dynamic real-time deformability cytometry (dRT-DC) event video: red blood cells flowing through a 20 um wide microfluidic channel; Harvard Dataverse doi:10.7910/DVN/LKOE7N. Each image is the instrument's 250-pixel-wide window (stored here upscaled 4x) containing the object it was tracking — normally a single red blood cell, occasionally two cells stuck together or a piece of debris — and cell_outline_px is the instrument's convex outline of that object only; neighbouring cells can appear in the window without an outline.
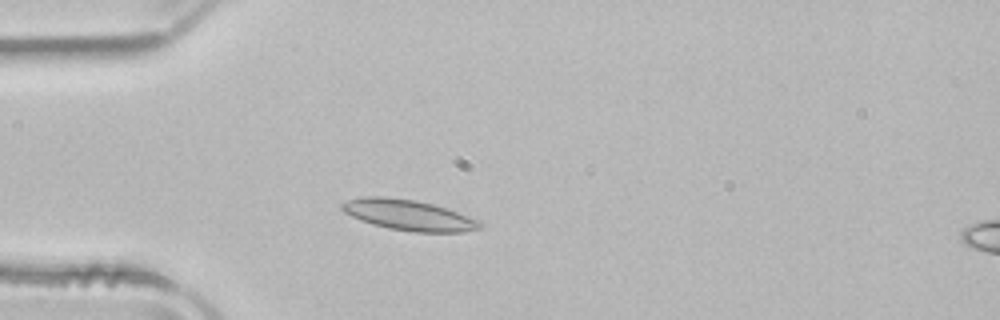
{"species": "common noctule bat (a hibernating species)", "species_latin": "Nyctalus noctula", "temperature_condition": "room temperature", "stored_images_in_passage": 38, "camera_frame_rate_fps": 3000, "um_per_image_px": 0.085, "animal": {"sex": "male", "body_mass_g": 21.5, "forearm_length_mm": 52.0}, "frame": {"image": 1, "passage_image": 9, "time_ms": 2.667, "image_size_px": [1000, 320], "cell_outline_px": [[484, 228], [464, 232], [416, 232], [388, 228], [372, 224], [360, 220], [344, 212], [340, 208], [340, 204], [348, 200], [364, 196], [380, 196], [416, 200], [448, 208], [480, 220], [484, 224]], "centroid_in_image_um": [34.78, 18.28], "position_along_channel_um": 50.2, "area_um2": 24.85}}
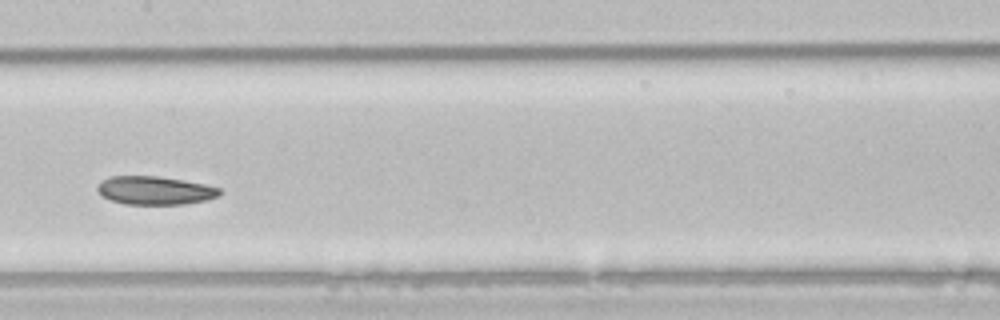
{"frame": {"image": 2, "passage_image": 21, "time_ms": 6.667, "image_size_px": [1000, 320], "cell_outline_px": [[224, 192], [220, 196], [208, 200], [184, 204], [124, 204], [100, 196], [96, 188], [96, 184], [100, 180], [112, 176], [156, 176], [204, 184], [220, 188]], "centroid_in_image_um": [13.16, 16.19], "position_along_channel_um": 194.2, "area_um2": 20.4}}
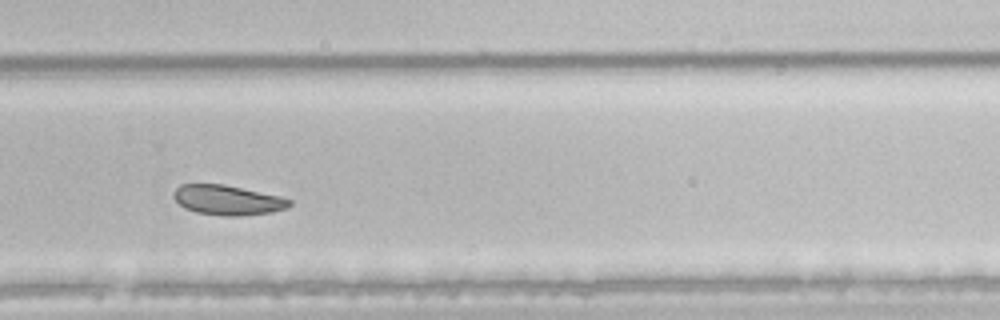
{"frame": {"image": 3, "passage_image": 30, "time_ms": 9.667, "image_size_px": [1000, 320], "cell_outline_px": [[292, 204], [288, 208], [272, 212], [240, 216], [224, 216], [196, 212], [184, 208], [172, 196], [172, 192], [180, 184], [224, 184], [280, 196], [292, 200]], "centroid_in_image_um": [19.35, 17.0], "position_along_channel_um": 310.5, "area_um2": 20.29}, "authors_computed_cell_mechanics": {"area_um2": 22.1663, "velocity_mm_per_s": 3.9, "shape_relaxation_time_tau1_ms": null, "shape_relaxation_time_tau2_ms": 8.3712, "deformation_change_tau1": null, "deformation_change_tau2": 0.1136}}